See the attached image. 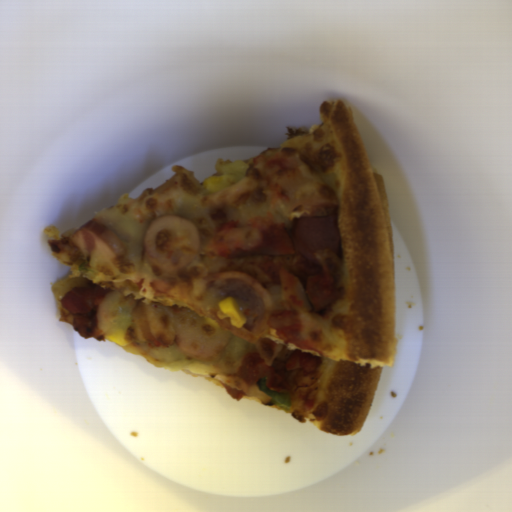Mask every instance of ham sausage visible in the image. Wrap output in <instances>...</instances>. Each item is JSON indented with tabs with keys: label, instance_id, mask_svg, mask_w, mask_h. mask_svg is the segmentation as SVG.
Masks as SVG:
<instances>
[{
	"label": "ham sausage",
	"instance_id": "obj_1",
	"mask_svg": "<svg viewBox=\"0 0 512 512\" xmlns=\"http://www.w3.org/2000/svg\"><path fill=\"white\" fill-rule=\"evenodd\" d=\"M294 246L302 257L314 263H326L339 251L337 216L301 217L293 225Z\"/></svg>",
	"mask_w": 512,
	"mask_h": 512
}]
</instances>
